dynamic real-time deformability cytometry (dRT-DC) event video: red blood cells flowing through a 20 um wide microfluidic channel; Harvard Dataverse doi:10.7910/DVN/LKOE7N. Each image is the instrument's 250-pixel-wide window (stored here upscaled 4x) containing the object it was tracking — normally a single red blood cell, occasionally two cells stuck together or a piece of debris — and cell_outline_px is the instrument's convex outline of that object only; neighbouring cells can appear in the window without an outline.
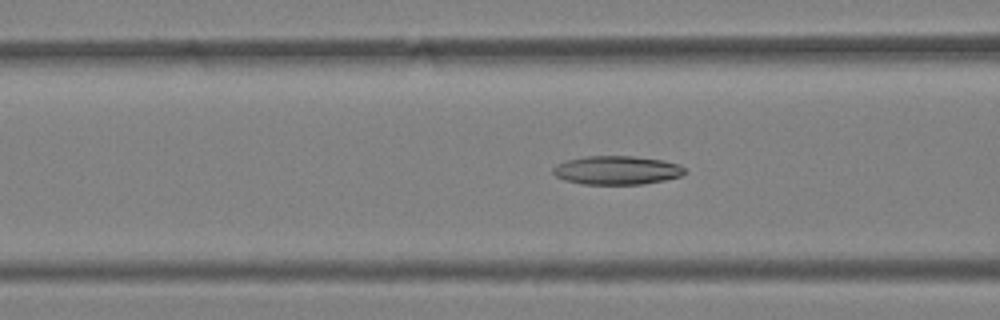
{"species": "Egyptian fruit bat (a non-hibernating species)", "species_latin": "Rousettus aegyptiacus", "temperature_condition": "warm", "stored_images_in_passage": 41, "camera_frame_rate_fps": 3000, "um_per_image_px": 0.085, "animal": {"sex": "female"}, "frame": {"image": 1, "passage_image": 11, "time_ms": 3.333, "image_size_px": [1000, 320], "cell_outline_px": [[684, 172], [680, 176], [664, 180], [644, 184], [580, 184], [564, 180], [556, 176], [552, 172], [552, 168], [556, 164], [568, 160], [588, 156], [632, 156], [664, 160], [680, 164], [684, 168]], "centroid_in_image_um": [52.41, 14.47], "position_along_channel_um": 114.2, "area_um2": 22.02}}
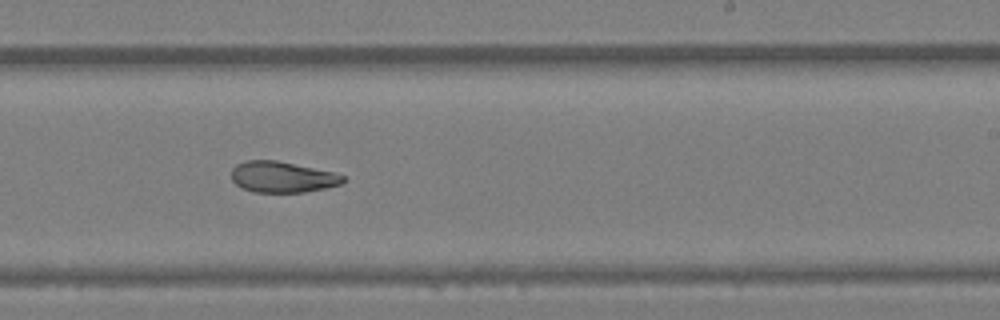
{"frame": {"image": 2, "passage_image": 22, "time_ms": 7.0, "image_size_px": [1000, 320], "cell_outline_px": [[344, 180], [340, 184], [324, 188], [304, 192], [256, 192], [244, 188], [236, 184], [232, 180], [232, 168], [236, 164], [248, 160], [276, 160], [336, 172], [344, 176]], "centroid_in_image_um": [24.0, 15.03], "position_along_channel_um": 265.0, "area_um2": 20.06}}
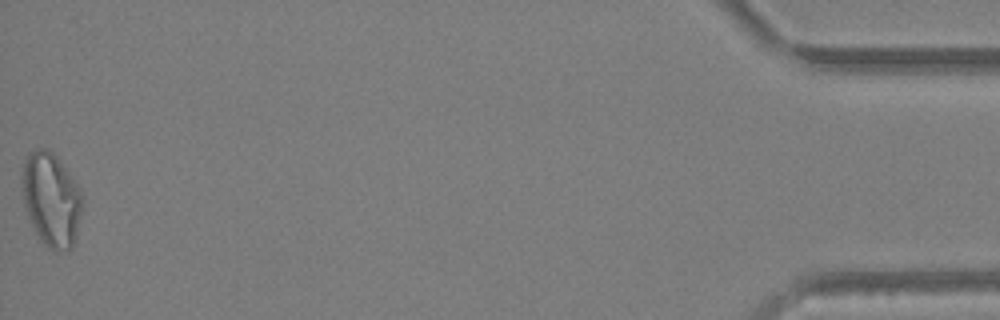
{"frame": {"image": 3, "passage_image": 41, "time_ms": 13.333, "image_size_px": [1000, 320], "cell_outline_px": [[84, 204], [76, 236], [72, 248], [48, 248], [40, 240], [28, 216], [24, 204], [20, 176], [20, 172], [24, 160], [28, 152], [36, 148], [48, 148], [56, 156], [80, 188], [84, 200]], "centroid_in_image_um": [4.34, 16.89], "position_along_channel_um": 430.9, "area_um2": 33.12}, "authors_computed_cell_mechanics": {"area_um2": 22.542, "velocity_mm_per_s": 4.1281, "shape_relaxation_time_tau1_ms": null, "shape_relaxation_time_tau2_ms": 4.0898, "deformation_change_tau1": null, "deformation_change_tau2": 0.1108}}